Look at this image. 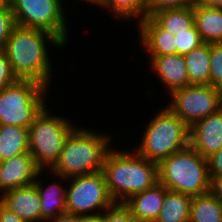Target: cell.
Here are the masks:
<instances>
[{"label": "cell", "mask_w": 222, "mask_h": 222, "mask_svg": "<svg viewBox=\"0 0 222 222\" xmlns=\"http://www.w3.org/2000/svg\"><path fill=\"white\" fill-rule=\"evenodd\" d=\"M43 172L46 171L40 170L34 181L41 200V222L66 213L67 188L66 186L64 188L61 184L62 181L63 183L68 181L67 178L49 171L51 176L53 174L52 178L57 177L56 179H59L60 183L56 181V183L52 182V184L48 185L47 183L45 185V182L40 178Z\"/></svg>", "instance_id": "obj_18"}, {"label": "cell", "mask_w": 222, "mask_h": 222, "mask_svg": "<svg viewBox=\"0 0 222 222\" xmlns=\"http://www.w3.org/2000/svg\"><path fill=\"white\" fill-rule=\"evenodd\" d=\"M146 123L135 151L147 160L159 163L190 145V127L166 104Z\"/></svg>", "instance_id": "obj_4"}, {"label": "cell", "mask_w": 222, "mask_h": 222, "mask_svg": "<svg viewBox=\"0 0 222 222\" xmlns=\"http://www.w3.org/2000/svg\"><path fill=\"white\" fill-rule=\"evenodd\" d=\"M209 191L222 202V177H210Z\"/></svg>", "instance_id": "obj_33"}, {"label": "cell", "mask_w": 222, "mask_h": 222, "mask_svg": "<svg viewBox=\"0 0 222 222\" xmlns=\"http://www.w3.org/2000/svg\"><path fill=\"white\" fill-rule=\"evenodd\" d=\"M96 6L111 11L109 14L114 15L116 19L127 22L136 19L139 23L146 17V0H100Z\"/></svg>", "instance_id": "obj_24"}, {"label": "cell", "mask_w": 222, "mask_h": 222, "mask_svg": "<svg viewBox=\"0 0 222 222\" xmlns=\"http://www.w3.org/2000/svg\"><path fill=\"white\" fill-rule=\"evenodd\" d=\"M177 54L184 55L204 44L195 25L187 32L174 33Z\"/></svg>", "instance_id": "obj_25"}, {"label": "cell", "mask_w": 222, "mask_h": 222, "mask_svg": "<svg viewBox=\"0 0 222 222\" xmlns=\"http://www.w3.org/2000/svg\"><path fill=\"white\" fill-rule=\"evenodd\" d=\"M136 26L139 42L148 55L177 54L175 35L163 29L152 17H145Z\"/></svg>", "instance_id": "obj_17"}, {"label": "cell", "mask_w": 222, "mask_h": 222, "mask_svg": "<svg viewBox=\"0 0 222 222\" xmlns=\"http://www.w3.org/2000/svg\"><path fill=\"white\" fill-rule=\"evenodd\" d=\"M62 2V0H10L15 25L48 31L66 46L70 34Z\"/></svg>", "instance_id": "obj_8"}, {"label": "cell", "mask_w": 222, "mask_h": 222, "mask_svg": "<svg viewBox=\"0 0 222 222\" xmlns=\"http://www.w3.org/2000/svg\"><path fill=\"white\" fill-rule=\"evenodd\" d=\"M0 222H28L19 218L14 212L10 211L0 202Z\"/></svg>", "instance_id": "obj_32"}, {"label": "cell", "mask_w": 222, "mask_h": 222, "mask_svg": "<svg viewBox=\"0 0 222 222\" xmlns=\"http://www.w3.org/2000/svg\"><path fill=\"white\" fill-rule=\"evenodd\" d=\"M102 222H137L130 211L123 205L115 203L102 213Z\"/></svg>", "instance_id": "obj_28"}, {"label": "cell", "mask_w": 222, "mask_h": 222, "mask_svg": "<svg viewBox=\"0 0 222 222\" xmlns=\"http://www.w3.org/2000/svg\"><path fill=\"white\" fill-rule=\"evenodd\" d=\"M79 222H102V213L79 216Z\"/></svg>", "instance_id": "obj_35"}, {"label": "cell", "mask_w": 222, "mask_h": 222, "mask_svg": "<svg viewBox=\"0 0 222 222\" xmlns=\"http://www.w3.org/2000/svg\"><path fill=\"white\" fill-rule=\"evenodd\" d=\"M210 85L222 91V43H210Z\"/></svg>", "instance_id": "obj_26"}, {"label": "cell", "mask_w": 222, "mask_h": 222, "mask_svg": "<svg viewBox=\"0 0 222 222\" xmlns=\"http://www.w3.org/2000/svg\"><path fill=\"white\" fill-rule=\"evenodd\" d=\"M189 222H222V202L210 191L192 197Z\"/></svg>", "instance_id": "obj_22"}, {"label": "cell", "mask_w": 222, "mask_h": 222, "mask_svg": "<svg viewBox=\"0 0 222 222\" xmlns=\"http://www.w3.org/2000/svg\"><path fill=\"white\" fill-rule=\"evenodd\" d=\"M112 138L103 131L100 133L77 126L49 171L67 179L102 171L105 157L112 148Z\"/></svg>", "instance_id": "obj_3"}, {"label": "cell", "mask_w": 222, "mask_h": 222, "mask_svg": "<svg viewBox=\"0 0 222 222\" xmlns=\"http://www.w3.org/2000/svg\"><path fill=\"white\" fill-rule=\"evenodd\" d=\"M40 82L18 79L0 91V125L29 128L41 111L48 106L47 91Z\"/></svg>", "instance_id": "obj_7"}, {"label": "cell", "mask_w": 222, "mask_h": 222, "mask_svg": "<svg viewBox=\"0 0 222 222\" xmlns=\"http://www.w3.org/2000/svg\"><path fill=\"white\" fill-rule=\"evenodd\" d=\"M15 21L11 8H0V49H3L10 37Z\"/></svg>", "instance_id": "obj_29"}, {"label": "cell", "mask_w": 222, "mask_h": 222, "mask_svg": "<svg viewBox=\"0 0 222 222\" xmlns=\"http://www.w3.org/2000/svg\"><path fill=\"white\" fill-rule=\"evenodd\" d=\"M190 145L205 158L222 147V107L190 127Z\"/></svg>", "instance_id": "obj_12"}, {"label": "cell", "mask_w": 222, "mask_h": 222, "mask_svg": "<svg viewBox=\"0 0 222 222\" xmlns=\"http://www.w3.org/2000/svg\"><path fill=\"white\" fill-rule=\"evenodd\" d=\"M194 25L204 43H222V2L198 1L193 6Z\"/></svg>", "instance_id": "obj_15"}, {"label": "cell", "mask_w": 222, "mask_h": 222, "mask_svg": "<svg viewBox=\"0 0 222 222\" xmlns=\"http://www.w3.org/2000/svg\"><path fill=\"white\" fill-rule=\"evenodd\" d=\"M18 80L5 52L0 49V91Z\"/></svg>", "instance_id": "obj_30"}, {"label": "cell", "mask_w": 222, "mask_h": 222, "mask_svg": "<svg viewBox=\"0 0 222 222\" xmlns=\"http://www.w3.org/2000/svg\"><path fill=\"white\" fill-rule=\"evenodd\" d=\"M0 8H11L10 0H0Z\"/></svg>", "instance_id": "obj_36"}, {"label": "cell", "mask_w": 222, "mask_h": 222, "mask_svg": "<svg viewBox=\"0 0 222 222\" xmlns=\"http://www.w3.org/2000/svg\"><path fill=\"white\" fill-rule=\"evenodd\" d=\"M167 188L161 183L128 198L123 205L137 222H155L162 209Z\"/></svg>", "instance_id": "obj_16"}, {"label": "cell", "mask_w": 222, "mask_h": 222, "mask_svg": "<svg viewBox=\"0 0 222 222\" xmlns=\"http://www.w3.org/2000/svg\"><path fill=\"white\" fill-rule=\"evenodd\" d=\"M0 202L23 220L41 222V200L34 183L5 191Z\"/></svg>", "instance_id": "obj_14"}, {"label": "cell", "mask_w": 222, "mask_h": 222, "mask_svg": "<svg viewBox=\"0 0 222 222\" xmlns=\"http://www.w3.org/2000/svg\"><path fill=\"white\" fill-rule=\"evenodd\" d=\"M48 44L59 49L65 47L48 31L15 25L2 50L18 79L35 80L49 88L55 68L50 61Z\"/></svg>", "instance_id": "obj_1"}, {"label": "cell", "mask_w": 222, "mask_h": 222, "mask_svg": "<svg viewBox=\"0 0 222 222\" xmlns=\"http://www.w3.org/2000/svg\"><path fill=\"white\" fill-rule=\"evenodd\" d=\"M48 109L46 106L28 128L29 153L36 165L47 172L57 161L66 139L77 127L69 118L57 116Z\"/></svg>", "instance_id": "obj_6"}, {"label": "cell", "mask_w": 222, "mask_h": 222, "mask_svg": "<svg viewBox=\"0 0 222 222\" xmlns=\"http://www.w3.org/2000/svg\"><path fill=\"white\" fill-rule=\"evenodd\" d=\"M43 222H79V216L65 213L57 217L47 219Z\"/></svg>", "instance_id": "obj_34"}, {"label": "cell", "mask_w": 222, "mask_h": 222, "mask_svg": "<svg viewBox=\"0 0 222 222\" xmlns=\"http://www.w3.org/2000/svg\"><path fill=\"white\" fill-rule=\"evenodd\" d=\"M191 199L189 195L167 189L155 222H189Z\"/></svg>", "instance_id": "obj_20"}, {"label": "cell", "mask_w": 222, "mask_h": 222, "mask_svg": "<svg viewBox=\"0 0 222 222\" xmlns=\"http://www.w3.org/2000/svg\"><path fill=\"white\" fill-rule=\"evenodd\" d=\"M169 96L167 106L189 127L222 107V91L211 85L191 84Z\"/></svg>", "instance_id": "obj_10"}, {"label": "cell", "mask_w": 222, "mask_h": 222, "mask_svg": "<svg viewBox=\"0 0 222 222\" xmlns=\"http://www.w3.org/2000/svg\"><path fill=\"white\" fill-rule=\"evenodd\" d=\"M127 149L111 148L102 166L109 195L119 204L158 183V163Z\"/></svg>", "instance_id": "obj_2"}, {"label": "cell", "mask_w": 222, "mask_h": 222, "mask_svg": "<svg viewBox=\"0 0 222 222\" xmlns=\"http://www.w3.org/2000/svg\"><path fill=\"white\" fill-rule=\"evenodd\" d=\"M29 152L28 129L0 125V162Z\"/></svg>", "instance_id": "obj_19"}, {"label": "cell", "mask_w": 222, "mask_h": 222, "mask_svg": "<svg viewBox=\"0 0 222 222\" xmlns=\"http://www.w3.org/2000/svg\"><path fill=\"white\" fill-rule=\"evenodd\" d=\"M163 29L171 34L187 32L194 26L193 7L164 9L151 16Z\"/></svg>", "instance_id": "obj_23"}, {"label": "cell", "mask_w": 222, "mask_h": 222, "mask_svg": "<svg viewBox=\"0 0 222 222\" xmlns=\"http://www.w3.org/2000/svg\"><path fill=\"white\" fill-rule=\"evenodd\" d=\"M67 185V214H101L115 204L109 195L102 171L69 178Z\"/></svg>", "instance_id": "obj_9"}, {"label": "cell", "mask_w": 222, "mask_h": 222, "mask_svg": "<svg viewBox=\"0 0 222 222\" xmlns=\"http://www.w3.org/2000/svg\"><path fill=\"white\" fill-rule=\"evenodd\" d=\"M152 71L167 89L168 95L177 89L190 85V78L183 55H148Z\"/></svg>", "instance_id": "obj_13"}, {"label": "cell", "mask_w": 222, "mask_h": 222, "mask_svg": "<svg viewBox=\"0 0 222 222\" xmlns=\"http://www.w3.org/2000/svg\"><path fill=\"white\" fill-rule=\"evenodd\" d=\"M198 1H218V0H198Z\"/></svg>", "instance_id": "obj_38"}, {"label": "cell", "mask_w": 222, "mask_h": 222, "mask_svg": "<svg viewBox=\"0 0 222 222\" xmlns=\"http://www.w3.org/2000/svg\"><path fill=\"white\" fill-rule=\"evenodd\" d=\"M197 2L198 0H146V17L164 9L193 7Z\"/></svg>", "instance_id": "obj_27"}, {"label": "cell", "mask_w": 222, "mask_h": 222, "mask_svg": "<svg viewBox=\"0 0 222 222\" xmlns=\"http://www.w3.org/2000/svg\"><path fill=\"white\" fill-rule=\"evenodd\" d=\"M191 84L210 85V43L183 55Z\"/></svg>", "instance_id": "obj_21"}, {"label": "cell", "mask_w": 222, "mask_h": 222, "mask_svg": "<svg viewBox=\"0 0 222 222\" xmlns=\"http://www.w3.org/2000/svg\"><path fill=\"white\" fill-rule=\"evenodd\" d=\"M207 159L209 177H222V147Z\"/></svg>", "instance_id": "obj_31"}, {"label": "cell", "mask_w": 222, "mask_h": 222, "mask_svg": "<svg viewBox=\"0 0 222 222\" xmlns=\"http://www.w3.org/2000/svg\"><path fill=\"white\" fill-rule=\"evenodd\" d=\"M40 170L29 152L0 162V195L33 184Z\"/></svg>", "instance_id": "obj_11"}, {"label": "cell", "mask_w": 222, "mask_h": 222, "mask_svg": "<svg viewBox=\"0 0 222 222\" xmlns=\"http://www.w3.org/2000/svg\"><path fill=\"white\" fill-rule=\"evenodd\" d=\"M81 1H86L85 3H89V4H93V6L94 5H97L99 2H100V0H81Z\"/></svg>", "instance_id": "obj_37"}, {"label": "cell", "mask_w": 222, "mask_h": 222, "mask_svg": "<svg viewBox=\"0 0 222 222\" xmlns=\"http://www.w3.org/2000/svg\"><path fill=\"white\" fill-rule=\"evenodd\" d=\"M158 182L191 197L209 192L208 159L191 145L158 163Z\"/></svg>", "instance_id": "obj_5"}]
</instances>
